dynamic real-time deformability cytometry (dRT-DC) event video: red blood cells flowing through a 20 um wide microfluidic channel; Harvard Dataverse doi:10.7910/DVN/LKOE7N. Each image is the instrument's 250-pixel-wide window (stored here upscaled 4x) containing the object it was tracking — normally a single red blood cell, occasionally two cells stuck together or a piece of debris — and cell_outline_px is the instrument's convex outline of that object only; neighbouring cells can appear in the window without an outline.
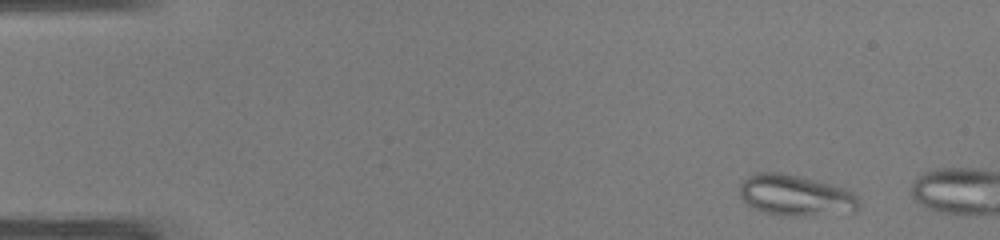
{"species": "common noctule bat (a hibernating species)", "species_latin": "Nyctalus noctula", "temperature_condition": "warm", "stored_images_in_passage": 4, "camera_frame_rate_fps": 3000, "um_per_image_px": 0.085, "animal": {"sex": "male", "body_mass_g": 19.0, "forearm_length_mm": 50.8}, "frame": {"image": 1, "passage_image": 2, "time_ms": 0.333, "image_size_px": [1000, 240], "cell_outline_px": [[860, 208], [856, 212], [812, 216], [792, 216], [764, 212], [752, 208], [740, 196], [740, 184], [748, 176], [756, 172], [780, 172], [816, 180], [844, 188], [852, 192], [856, 196], [860, 204]], "centroid_in_image_um": [67.65, 16.62], "position_along_channel_um": 17.3, "area_um2": 28.67}}